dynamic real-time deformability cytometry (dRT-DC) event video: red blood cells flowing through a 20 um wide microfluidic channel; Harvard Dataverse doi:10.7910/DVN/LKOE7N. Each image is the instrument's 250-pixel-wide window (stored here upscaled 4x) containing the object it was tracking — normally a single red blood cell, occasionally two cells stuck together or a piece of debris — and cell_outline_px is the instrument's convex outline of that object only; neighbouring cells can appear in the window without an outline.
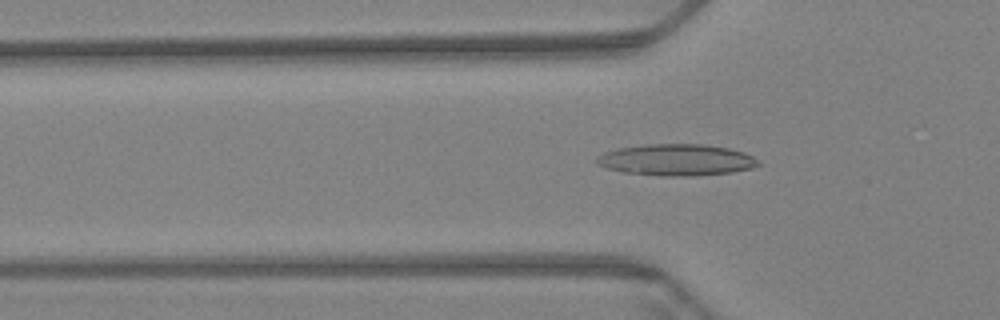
{"species": "Egyptian fruit bat (a non-hibernating species)", "species_latin": "Rousettus aegyptiacus", "temperature_condition": "warm", "stored_images_in_passage": 60, "camera_frame_rate_fps": 3000, "um_per_image_px": 0.085, "animal": {"sex": "female"}, "frame": {"image": 1, "passage_image": 20, "time_ms": 6.333, "image_size_px": [1000, 320], "cell_outline_px": [[760, 164], [752, 168], [732, 172], [692, 176], [664, 176], [624, 172], [608, 168], [596, 164], [596, 160], [604, 152], [620, 148], [648, 144], [704, 144], [728, 148], [744, 152], [752, 156]], "centroid_in_image_um": [57.51, 13.59], "position_along_channel_um": 68.3, "area_um2": 29.42}}
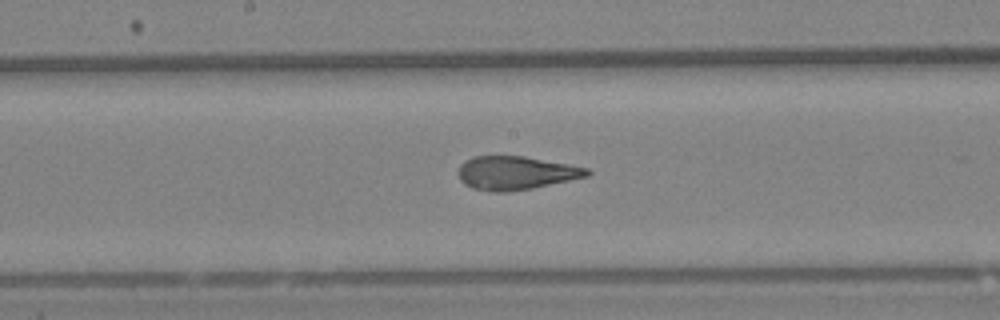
{"frame": {"image": 2, "passage_image": 32, "time_ms": 10.333, "image_size_px": [1000, 320], "cell_outline_px": [[592, 172], [588, 176], [532, 188], [504, 192], [492, 192], [472, 188], [464, 184], [460, 180], [460, 164], [464, 160], [472, 156], [524, 156], [568, 164], [588, 168]], "centroid_in_image_um": [43.83, 14.69], "position_along_channel_um": 204.4, "area_um2": 25.03}}
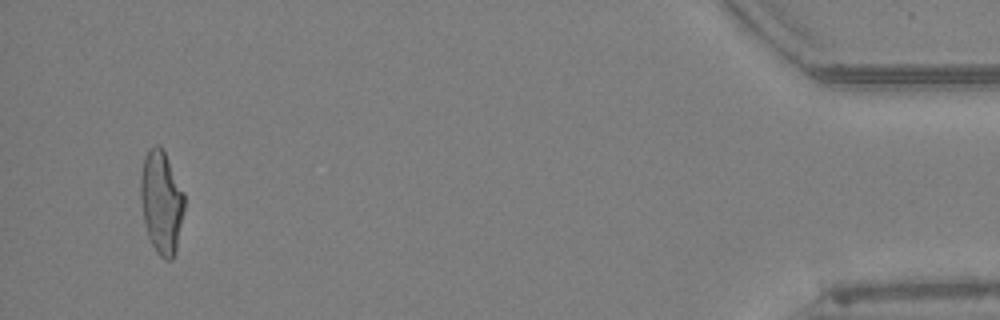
{"frame": {"image": 3, "passage_image": 58, "time_ms": 19.0, "image_size_px": [1000, 320], "cell_outline_px": [[184, 212], [176, 252], [172, 260], [164, 260], [156, 252], [148, 236], [144, 224], [140, 196], [140, 176], [144, 156], [148, 148], [152, 144], [160, 144], [184, 192]], "centroid_in_image_um": [13.71, 17.18], "position_along_channel_um": 421.5, "area_um2": 26.59}, "authors_computed_cell_mechanics": {"area_um2": 26.3279, "velocity_mm_per_s": 3.4056, "shape_relaxation_time_tau1_ms": 8.6776, "shape_relaxation_time_tau2_ms": 1.3873, "deformation_change_tau1": 0.2571, "deformation_change_tau2": 0.0997}}